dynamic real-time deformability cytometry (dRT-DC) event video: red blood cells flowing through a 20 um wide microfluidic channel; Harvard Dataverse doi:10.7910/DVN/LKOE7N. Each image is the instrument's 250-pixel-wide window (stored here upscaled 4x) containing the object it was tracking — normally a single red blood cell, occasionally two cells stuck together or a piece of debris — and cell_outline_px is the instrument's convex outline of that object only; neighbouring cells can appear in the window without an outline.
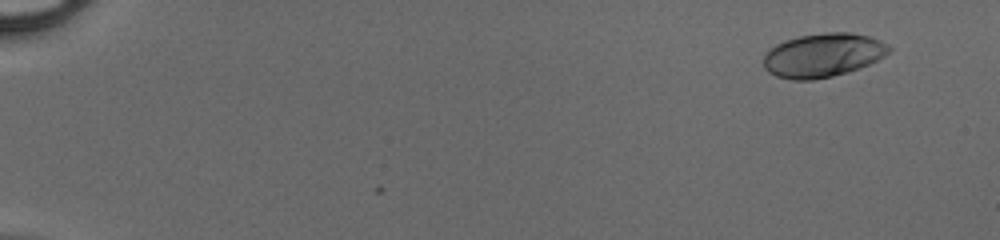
{"species": "human", "species_latin": "Homo sapiens", "temperature_condition": "cold", "stored_images_in_passage": 23, "camera_frame_rate_fps": 3000, "um_per_image_px": 0.085, "donor": {"sex": "male"}, "frame": {"image": 1, "passage_image": 5, "time_ms": 1.333, "image_size_px": [1000, 240], "cell_outline_px": [[892, 52], [860, 68], [848, 72], [832, 76], [812, 80], [792, 80], [776, 76], [768, 72], [764, 68], [764, 52], [768, 48], [784, 40], [800, 36], [824, 32], [852, 32], [868, 36], [880, 40], [888, 44], [892, 48]], "centroid_in_image_um": [69.94, 4.68], "position_along_channel_um": 15.1, "area_um2": 32.37}}
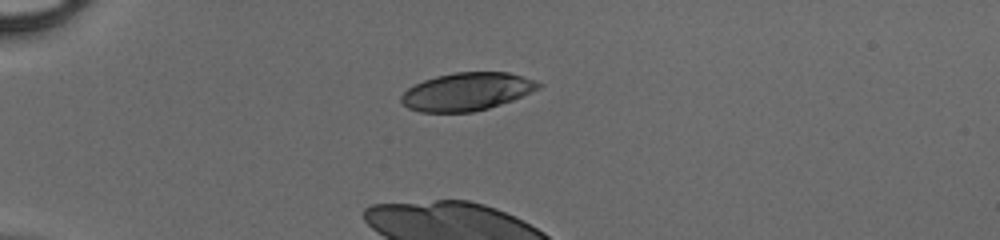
{"frame": {"image": 2, "passage_image": 16, "time_ms": 5.0, "image_size_px": [1000, 240], "cell_outline_px": [[544, 84], [540, 88], [512, 100], [488, 108], [472, 112], [420, 112], [408, 108], [400, 100], [400, 96], [408, 88], [424, 80], [436, 76], [456, 72], [508, 72], [536, 80]], "centroid_in_image_um": [39.69, 7.78], "position_along_channel_um": 45.3, "area_um2": 30.23}}